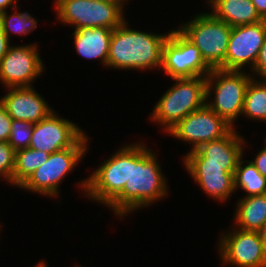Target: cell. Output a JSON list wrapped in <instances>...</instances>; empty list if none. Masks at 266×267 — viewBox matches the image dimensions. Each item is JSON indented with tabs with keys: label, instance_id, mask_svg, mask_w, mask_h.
<instances>
[{
	"label": "cell",
	"instance_id": "obj_32",
	"mask_svg": "<svg viewBox=\"0 0 266 267\" xmlns=\"http://www.w3.org/2000/svg\"><path fill=\"white\" fill-rule=\"evenodd\" d=\"M12 5V7H11ZM18 5V0H0V10L8 11L7 9H13ZM10 6V7H9Z\"/></svg>",
	"mask_w": 266,
	"mask_h": 267
},
{
	"label": "cell",
	"instance_id": "obj_9",
	"mask_svg": "<svg viewBox=\"0 0 266 267\" xmlns=\"http://www.w3.org/2000/svg\"><path fill=\"white\" fill-rule=\"evenodd\" d=\"M161 70L173 79L206 77L212 69L202 59L199 49L176 28L170 30L164 42Z\"/></svg>",
	"mask_w": 266,
	"mask_h": 267
},
{
	"label": "cell",
	"instance_id": "obj_16",
	"mask_svg": "<svg viewBox=\"0 0 266 267\" xmlns=\"http://www.w3.org/2000/svg\"><path fill=\"white\" fill-rule=\"evenodd\" d=\"M245 138L235 128L224 137L205 142L183 156V162H206L215 165H237L244 155Z\"/></svg>",
	"mask_w": 266,
	"mask_h": 267
},
{
	"label": "cell",
	"instance_id": "obj_34",
	"mask_svg": "<svg viewBox=\"0 0 266 267\" xmlns=\"http://www.w3.org/2000/svg\"><path fill=\"white\" fill-rule=\"evenodd\" d=\"M99 1L115 2L119 5H121L123 8H125L124 6L129 0H99Z\"/></svg>",
	"mask_w": 266,
	"mask_h": 267
},
{
	"label": "cell",
	"instance_id": "obj_19",
	"mask_svg": "<svg viewBox=\"0 0 266 267\" xmlns=\"http://www.w3.org/2000/svg\"><path fill=\"white\" fill-rule=\"evenodd\" d=\"M210 12L231 27L262 21L251 0H209Z\"/></svg>",
	"mask_w": 266,
	"mask_h": 267
},
{
	"label": "cell",
	"instance_id": "obj_18",
	"mask_svg": "<svg viewBox=\"0 0 266 267\" xmlns=\"http://www.w3.org/2000/svg\"><path fill=\"white\" fill-rule=\"evenodd\" d=\"M112 29L105 27H83L72 32L74 49L87 60H99L107 67Z\"/></svg>",
	"mask_w": 266,
	"mask_h": 267
},
{
	"label": "cell",
	"instance_id": "obj_10",
	"mask_svg": "<svg viewBox=\"0 0 266 267\" xmlns=\"http://www.w3.org/2000/svg\"><path fill=\"white\" fill-rule=\"evenodd\" d=\"M38 48L37 42L11 45L0 61V83L4 87H30L43 75L45 66Z\"/></svg>",
	"mask_w": 266,
	"mask_h": 267
},
{
	"label": "cell",
	"instance_id": "obj_6",
	"mask_svg": "<svg viewBox=\"0 0 266 267\" xmlns=\"http://www.w3.org/2000/svg\"><path fill=\"white\" fill-rule=\"evenodd\" d=\"M89 136L85 133L72 147L51 153L43 165L37 168L19 187L35 194L57 198L60 184L79 165L89 149Z\"/></svg>",
	"mask_w": 266,
	"mask_h": 267
},
{
	"label": "cell",
	"instance_id": "obj_22",
	"mask_svg": "<svg viewBox=\"0 0 266 267\" xmlns=\"http://www.w3.org/2000/svg\"><path fill=\"white\" fill-rule=\"evenodd\" d=\"M266 123V81L252 78L247 86L242 115Z\"/></svg>",
	"mask_w": 266,
	"mask_h": 267
},
{
	"label": "cell",
	"instance_id": "obj_12",
	"mask_svg": "<svg viewBox=\"0 0 266 267\" xmlns=\"http://www.w3.org/2000/svg\"><path fill=\"white\" fill-rule=\"evenodd\" d=\"M233 127L206 104L178 121L166 134L191 145L192 151L201 144L224 137Z\"/></svg>",
	"mask_w": 266,
	"mask_h": 267
},
{
	"label": "cell",
	"instance_id": "obj_14",
	"mask_svg": "<svg viewBox=\"0 0 266 267\" xmlns=\"http://www.w3.org/2000/svg\"><path fill=\"white\" fill-rule=\"evenodd\" d=\"M85 131L76 123L51 112L43 120L33 124L30 148L49 154L72 147Z\"/></svg>",
	"mask_w": 266,
	"mask_h": 267
},
{
	"label": "cell",
	"instance_id": "obj_1",
	"mask_svg": "<svg viewBox=\"0 0 266 267\" xmlns=\"http://www.w3.org/2000/svg\"><path fill=\"white\" fill-rule=\"evenodd\" d=\"M157 158L146 143L137 141L131 144L130 180L107 205L115 216L122 219L168 196L169 185Z\"/></svg>",
	"mask_w": 266,
	"mask_h": 267
},
{
	"label": "cell",
	"instance_id": "obj_7",
	"mask_svg": "<svg viewBox=\"0 0 266 267\" xmlns=\"http://www.w3.org/2000/svg\"><path fill=\"white\" fill-rule=\"evenodd\" d=\"M182 24L178 30L199 49L205 63L211 69H220L225 63L232 27L207 11Z\"/></svg>",
	"mask_w": 266,
	"mask_h": 267
},
{
	"label": "cell",
	"instance_id": "obj_2",
	"mask_svg": "<svg viewBox=\"0 0 266 267\" xmlns=\"http://www.w3.org/2000/svg\"><path fill=\"white\" fill-rule=\"evenodd\" d=\"M129 21L113 29L106 68L119 70L161 69L162 49L170 31L164 34L131 29Z\"/></svg>",
	"mask_w": 266,
	"mask_h": 267
},
{
	"label": "cell",
	"instance_id": "obj_20",
	"mask_svg": "<svg viewBox=\"0 0 266 267\" xmlns=\"http://www.w3.org/2000/svg\"><path fill=\"white\" fill-rule=\"evenodd\" d=\"M242 197L236 203L232 226L246 231H258L266 222V194Z\"/></svg>",
	"mask_w": 266,
	"mask_h": 267
},
{
	"label": "cell",
	"instance_id": "obj_33",
	"mask_svg": "<svg viewBox=\"0 0 266 267\" xmlns=\"http://www.w3.org/2000/svg\"><path fill=\"white\" fill-rule=\"evenodd\" d=\"M261 240L262 248L266 256V222L265 224L257 231Z\"/></svg>",
	"mask_w": 266,
	"mask_h": 267
},
{
	"label": "cell",
	"instance_id": "obj_28",
	"mask_svg": "<svg viewBox=\"0 0 266 267\" xmlns=\"http://www.w3.org/2000/svg\"><path fill=\"white\" fill-rule=\"evenodd\" d=\"M12 118L0 101V142H8L11 134Z\"/></svg>",
	"mask_w": 266,
	"mask_h": 267
},
{
	"label": "cell",
	"instance_id": "obj_3",
	"mask_svg": "<svg viewBox=\"0 0 266 267\" xmlns=\"http://www.w3.org/2000/svg\"><path fill=\"white\" fill-rule=\"evenodd\" d=\"M174 84L156 102L149 119L167 132L206 100V77L173 78Z\"/></svg>",
	"mask_w": 266,
	"mask_h": 267
},
{
	"label": "cell",
	"instance_id": "obj_15",
	"mask_svg": "<svg viewBox=\"0 0 266 267\" xmlns=\"http://www.w3.org/2000/svg\"><path fill=\"white\" fill-rule=\"evenodd\" d=\"M202 191L218 202L225 203L234 194V174L237 165H215L206 162H182Z\"/></svg>",
	"mask_w": 266,
	"mask_h": 267
},
{
	"label": "cell",
	"instance_id": "obj_31",
	"mask_svg": "<svg viewBox=\"0 0 266 267\" xmlns=\"http://www.w3.org/2000/svg\"><path fill=\"white\" fill-rule=\"evenodd\" d=\"M253 5L256 7V10L259 16L266 20V0H251Z\"/></svg>",
	"mask_w": 266,
	"mask_h": 267
},
{
	"label": "cell",
	"instance_id": "obj_8",
	"mask_svg": "<svg viewBox=\"0 0 266 267\" xmlns=\"http://www.w3.org/2000/svg\"><path fill=\"white\" fill-rule=\"evenodd\" d=\"M57 22L72 26L73 30L83 27H105L115 29L126 19L125 9L115 3L99 0H54Z\"/></svg>",
	"mask_w": 266,
	"mask_h": 267
},
{
	"label": "cell",
	"instance_id": "obj_13",
	"mask_svg": "<svg viewBox=\"0 0 266 267\" xmlns=\"http://www.w3.org/2000/svg\"><path fill=\"white\" fill-rule=\"evenodd\" d=\"M266 37V20L254 24L234 26L231 29L225 63L227 71H252ZM244 67V68H243Z\"/></svg>",
	"mask_w": 266,
	"mask_h": 267
},
{
	"label": "cell",
	"instance_id": "obj_24",
	"mask_svg": "<svg viewBox=\"0 0 266 267\" xmlns=\"http://www.w3.org/2000/svg\"><path fill=\"white\" fill-rule=\"evenodd\" d=\"M12 14L4 11L3 16V29L7 38L11 40V34L29 35L38 26L37 19L31 15L28 11L21 12L19 5H17Z\"/></svg>",
	"mask_w": 266,
	"mask_h": 267
},
{
	"label": "cell",
	"instance_id": "obj_23",
	"mask_svg": "<svg viewBox=\"0 0 266 267\" xmlns=\"http://www.w3.org/2000/svg\"><path fill=\"white\" fill-rule=\"evenodd\" d=\"M49 153L30 147L15 151V167L13 172V187H20L29 176L49 157Z\"/></svg>",
	"mask_w": 266,
	"mask_h": 267
},
{
	"label": "cell",
	"instance_id": "obj_4",
	"mask_svg": "<svg viewBox=\"0 0 266 267\" xmlns=\"http://www.w3.org/2000/svg\"><path fill=\"white\" fill-rule=\"evenodd\" d=\"M251 76L245 71L221 69H212L206 76L205 104L235 129L234 122L242 115L246 89L253 78Z\"/></svg>",
	"mask_w": 266,
	"mask_h": 267
},
{
	"label": "cell",
	"instance_id": "obj_35",
	"mask_svg": "<svg viewBox=\"0 0 266 267\" xmlns=\"http://www.w3.org/2000/svg\"><path fill=\"white\" fill-rule=\"evenodd\" d=\"M46 263H47L46 261L41 260L33 267H47Z\"/></svg>",
	"mask_w": 266,
	"mask_h": 267
},
{
	"label": "cell",
	"instance_id": "obj_27",
	"mask_svg": "<svg viewBox=\"0 0 266 267\" xmlns=\"http://www.w3.org/2000/svg\"><path fill=\"white\" fill-rule=\"evenodd\" d=\"M252 77L259 80L266 81V37L264 39L263 45L260 48V52L257 61L251 71ZM254 75V76H253Z\"/></svg>",
	"mask_w": 266,
	"mask_h": 267
},
{
	"label": "cell",
	"instance_id": "obj_25",
	"mask_svg": "<svg viewBox=\"0 0 266 267\" xmlns=\"http://www.w3.org/2000/svg\"><path fill=\"white\" fill-rule=\"evenodd\" d=\"M33 133V123L25 120H12L8 144L15 150L28 148Z\"/></svg>",
	"mask_w": 266,
	"mask_h": 267
},
{
	"label": "cell",
	"instance_id": "obj_29",
	"mask_svg": "<svg viewBox=\"0 0 266 267\" xmlns=\"http://www.w3.org/2000/svg\"><path fill=\"white\" fill-rule=\"evenodd\" d=\"M3 16L4 11L0 10V61L11 47V41L7 38V35L5 34L3 29Z\"/></svg>",
	"mask_w": 266,
	"mask_h": 267
},
{
	"label": "cell",
	"instance_id": "obj_11",
	"mask_svg": "<svg viewBox=\"0 0 266 267\" xmlns=\"http://www.w3.org/2000/svg\"><path fill=\"white\" fill-rule=\"evenodd\" d=\"M229 230L220 233L217 242L222 265L266 267V256L258 232L241 230L235 226Z\"/></svg>",
	"mask_w": 266,
	"mask_h": 267
},
{
	"label": "cell",
	"instance_id": "obj_21",
	"mask_svg": "<svg viewBox=\"0 0 266 267\" xmlns=\"http://www.w3.org/2000/svg\"><path fill=\"white\" fill-rule=\"evenodd\" d=\"M240 158L234 174V188L245 191L246 196L266 194V178L256 169L251 160ZM247 163V164H244Z\"/></svg>",
	"mask_w": 266,
	"mask_h": 267
},
{
	"label": "cell",
	"instance_id": "obj_26",
	"mask_svg": "<svg viewBox=\"0 0 266 267\" xmlns=\"http://www.w3.org/2000/svg\"><path fill=\"white\" fill-rule=\"evenodd\" d=\"M15 150L8 142H0V177L13 186Z\"/></svg>",
	"mask_w": 266,
	"mask_h": 267
},
{
	"label": "cell",
	"instance_id": "obj_30",
	"mask_svg": "<svg viewBox=\"0 0 266 267\" xmlns=\"http://www.w3.org/2000/svg\"><path fill=\"white\" fill-rule=\"evenodd\" d=\"M256 169L266 178V146H264L255 158L251 160Z\"/></svg>",
	"mask_w": 266,
	"mask_h": 267
},
{
	"label": "cell",
	"instance_id": "obj_5",
	"mask_svg": "<svg viewBox=\"0 0 266 267\" xmlns=\"http://www.w3.org/2000/svg\"><path fill=\"white\" fill-rule=\"evenodd\" d=\"M87 178L78 184L84 197L105 207L123 190L130 180L131 143L122 145L111 157L103 160Z\"/></svg>",
	"mask_w": 266,
	"mask_h": 267
},
{
	"label": "cell",
	"instance_id": "obj_17",
	"mask_svg": "<svg viewBox=\"0 0 266 267\" xmlns=\"http://www.w3.org/2000/svg\"><path fill=\"white\" fill-rule=\"evenodd\" d=\"M0 101L13 120L30 121L33 124L46 118L54 111L34 86L6 88Z\"/></svg>",
	"mask_w": 266,
	"mask_h": 267
}]
</instances>
